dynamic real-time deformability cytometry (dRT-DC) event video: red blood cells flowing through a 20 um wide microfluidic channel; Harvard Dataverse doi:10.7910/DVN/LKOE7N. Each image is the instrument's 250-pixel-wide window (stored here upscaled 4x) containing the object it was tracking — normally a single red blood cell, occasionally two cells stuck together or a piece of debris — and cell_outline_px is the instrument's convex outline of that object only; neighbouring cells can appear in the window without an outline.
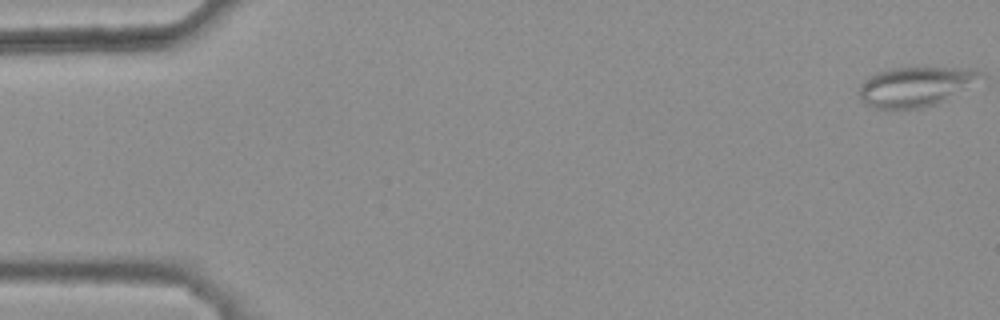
{"species": "common noctule bat (a hibernating species)", "species_latin": "Nyctalus noctula", "temperature_condition": "warm", "stored_images_in_passage": 13, "camera_frame_rate_fps": 3000, "um_per_image_px": 0.085, "animal": {"sex": "female", "body_mass_g": 25.1}, "frame": {"image": 1, "passage_image": 1, "time_ms": 0.0, "image_size_px": [1000, 320], "cell_outline_px": [[980, 72], [948, 100], [924, 108], [872, 108], [864, 104], [860, 100], [860, 84], [868, 76], [876, 72], [888, 68], [976, 68]], "centroid_in_image_um": [77.64, 7.37], "position_along_channel_um": 7.4, "area_um2": 27.34}}